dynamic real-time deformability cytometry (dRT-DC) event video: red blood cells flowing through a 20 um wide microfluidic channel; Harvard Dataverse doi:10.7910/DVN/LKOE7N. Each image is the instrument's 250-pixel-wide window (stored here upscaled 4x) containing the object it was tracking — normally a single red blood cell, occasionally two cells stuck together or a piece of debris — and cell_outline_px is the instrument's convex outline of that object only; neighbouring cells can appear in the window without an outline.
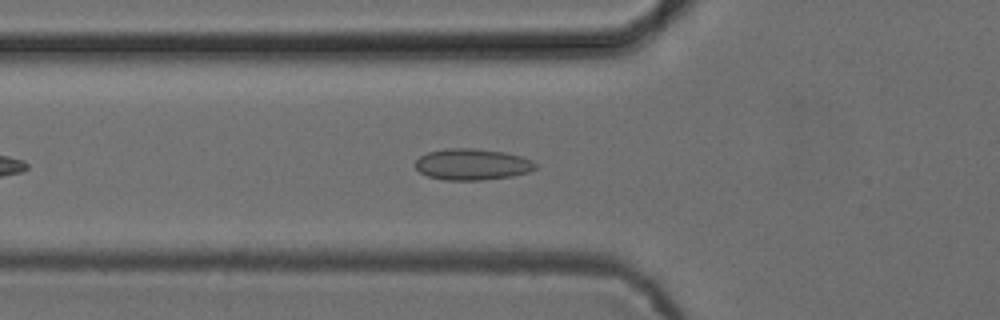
{"species": "common noctule bat (a hibernating species)", "species_latin": "Nyctalus noctula", "temperature_condition": "cold", "stored_images_in_passage": 35, "camera_frame_rate_fps": 3000, "um_per_image_px": 0.085, "animal": {"sex": "female", "body_mass_g": 24.6, "forearm_length_mm": 56.2}, "frame": {"image": 1, "passage_image": 7, "time_ms": 2.0, "image_size_px": [1000, 320], "cell_outline_px": [[536, 168], [528, 172], [512, 176], [480, 180], [444, 180], [428, 176], [420, 172], [416, 168], [416, 160], [420, 156], [428, 152], [448, 148], [472, 148], [504, 152], [520, 156], [532, 160], [536, 164]], "centroid_in_image_um": [40.13, 13.97], "position_along_channel_um": 85.7, "area_um2": 21.79}}
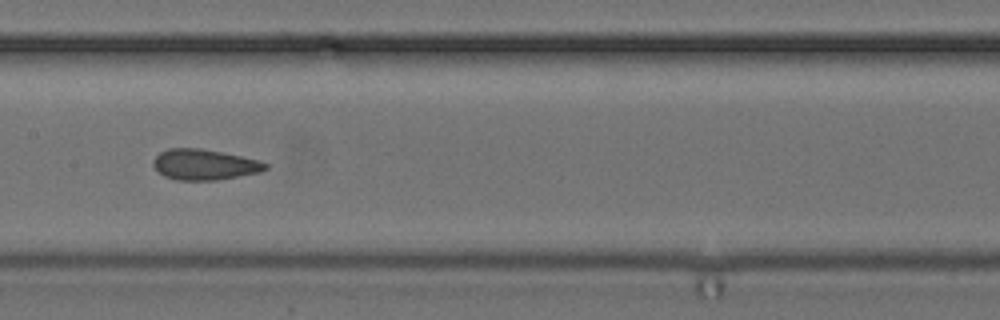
{"frame": {"image": 2, "passage_image": 15, "time_ms": 4.667, "image_size_px": [1000, 320], "cell_outline_px": [[268, 168], [260, 172], [216, 180], [176, 180], [164, 176], [152, 164], [152, 160], [160, 152], [168, 148], [200, 148], [260, 160], [268, 164]], "centroid_in_image_um": [17.36, 13.99], "position_along_channel_um": 190.0, "area_um2": 19.94}}
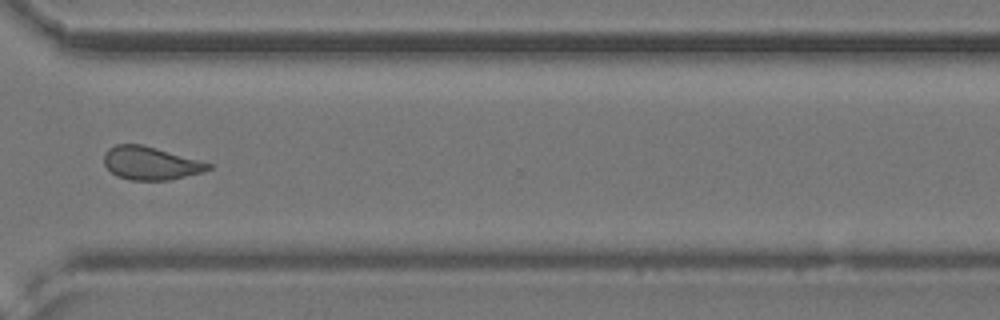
{"frame": {"image": 3, "passage_image": 28, "time_ms": 9.0, "image_size_px": [1000, 320], "cell_outline_px": [[212, 168], [204, 172], [168, 180], [128, 180], [116, 176], [104, 164], [104, 152], [108, 148], [116, 144], [140, 144], [156, 148], [212, 164]], "centroid_in_image_um": [12.77, 13.88], "position_along_channel_um": 357.8, "area_um2": 20.06}, "authors_computed_cell_mechanics": {"area_um2": 20.1722, "velocity_mm_per_s": 3.8774, "shape_relaxation_time_tau1_ms": null, "shape_relaxation_time_tau2_ms": 1.144, "deformation_change_tau1": null, "deformation_change_tau2": 0.0672}}